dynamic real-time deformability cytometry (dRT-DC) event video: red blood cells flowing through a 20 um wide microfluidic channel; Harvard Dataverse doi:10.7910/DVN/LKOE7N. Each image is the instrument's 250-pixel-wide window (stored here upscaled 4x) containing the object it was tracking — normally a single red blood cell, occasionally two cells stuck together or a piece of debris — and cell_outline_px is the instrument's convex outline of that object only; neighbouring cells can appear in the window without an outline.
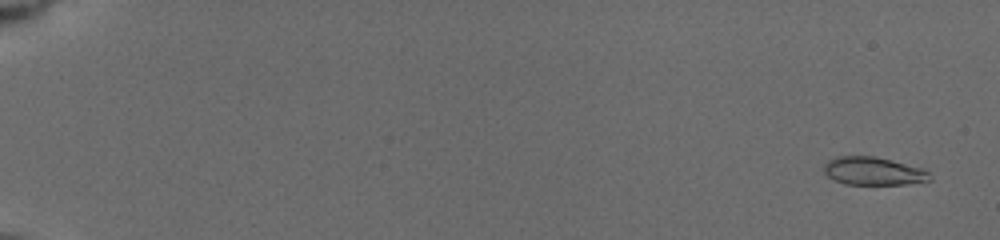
{"species": "common noctule bat (a hibernating species)", "species_latin": "Nyctalus noctula", "temperature_condition": "cold", "stored_images_in_passage": 34, "camera_frame_rate_fps": 3000, "um_per_image_px": 0.085, "animal": {"sex": "female", "body_mass_g": 19.5, "forearm_length_mm": 54.1}, "frame": {"image": 1, "passage_image": 4, "time_ms": 0.667, "image_size_px": [1000, 240], "cell_outline_px": [[932, 180], [904, 184], [844, 184], [828, 176], [824, 172], [824, 164], [828, 160], [836, 156], [872, 156], [892, 160], [924, 168], [932, 176]], "centroid_in_image_um": [74.25, 14.53], "position_along_channel_um": 10.7, "area_um2": 17.34}}
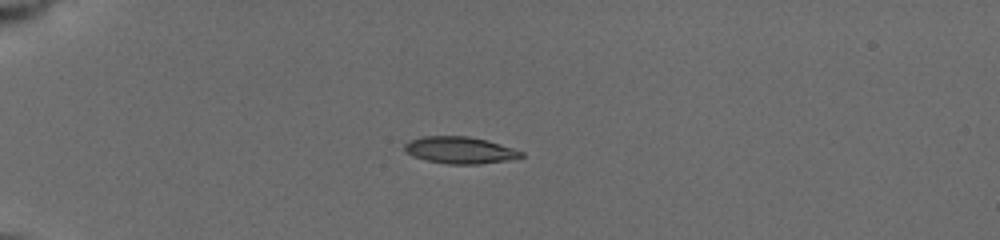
{"frame": {"image": 2, "passage_image": 20, "time_ms": 5.333, "image_size_px": [1000, 240], "cell_outline_px": [[524, 156], [504, 160], [476, 164], [448, 164], [428, 160], [412, 156], [404, 152], [404, 144], [412, 140], [424, 136], [468, 136], [484, 140], [512, 148], [524, 152]], "centroid_in_image_um": [39.04, 12.76], "position_along_channel_um": 46.0, "area_um2": 17.86}}
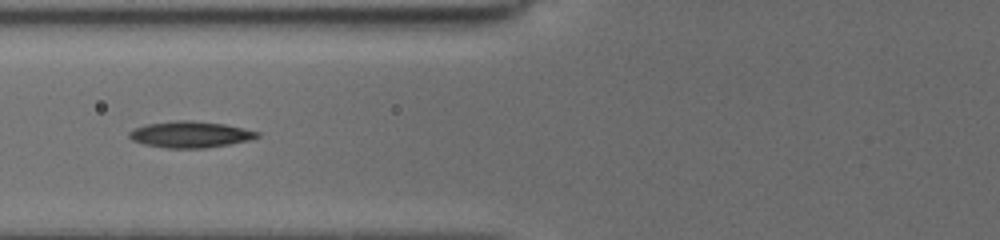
{"frame": {"image": 3, "passage_image": 33, "time_ms": 8.0, "image_size_px": [1000, 240], "cell_outline_px": [[260, 136], [252, 140], [204, 148], [164, 148], [144, 144], [132, 140], [128, 136], [128, 132], [136, 128], [148, 124], [176, 120], [192, 120], [224, 124], [260, 132]], "centroid_in_image_um": [16.18, 11.43], "position_along_channel_um": 109.6, "area_um2": 19.59}}